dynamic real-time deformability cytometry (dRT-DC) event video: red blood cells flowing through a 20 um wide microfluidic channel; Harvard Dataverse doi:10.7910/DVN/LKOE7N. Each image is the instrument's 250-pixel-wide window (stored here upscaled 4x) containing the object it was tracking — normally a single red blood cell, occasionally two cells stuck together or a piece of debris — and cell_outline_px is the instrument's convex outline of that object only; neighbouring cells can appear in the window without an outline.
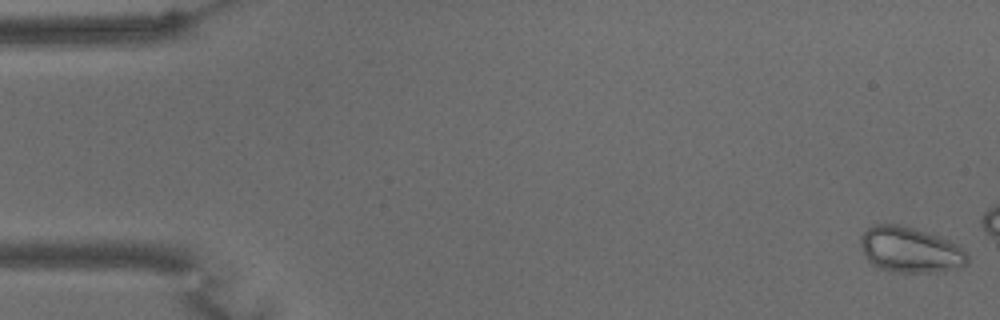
{"species": "common noctule bat (a hibernating species)", "species_latin": "Nyctalus noctula", "temperature_condition": "warm", "stored_images_in_passage": 13, "camera_frame_rate_fps": 3000, "um_per_image_px": 0.085, "animal": {"sex": "male", "body_mass_g": 15.6}, "frame": {"image": 1, "passage_image": 1, "time_ms": 0.0, "image_size_px": [1000, 320], "cell_outline_px": [[968, 264], [960, 268], [936, 272], [900, 272], [880, 268], [872, 264], [864, 256], [860, 244], [860, 236], [872, 224], [896, 224], [912, 228], [948, 240], [956, 244], [968, 256]], "centroid_in_image_um": [77.34, 21.24], "position_along_channel_um": 7.7, "area_um2": 28.15}}